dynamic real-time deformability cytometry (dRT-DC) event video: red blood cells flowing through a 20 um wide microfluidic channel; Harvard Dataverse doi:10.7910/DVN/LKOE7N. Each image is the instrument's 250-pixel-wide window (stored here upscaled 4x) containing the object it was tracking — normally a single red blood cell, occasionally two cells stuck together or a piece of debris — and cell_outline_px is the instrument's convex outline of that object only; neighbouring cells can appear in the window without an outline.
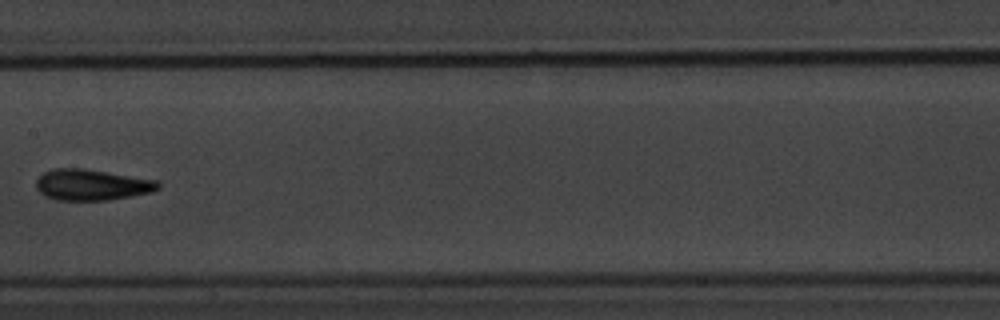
{"species": "common noctule bat (a hibernating species)", "species_latin": "Nyctalus noctula", "temperature_condition": "warm", "stored_images_in_passage": 12, "camera_frame_rate_fps": 3000, "um_per_image_px": 0.085, "animal": {"sex": "male", "body_mass_g": 20.1, "forearm_length_mm": 53.5}, "frame": {"image": 1, "passage_image": 9, "time_ms": 9.333, "image_size_px": [1000, 320], "cell_outline_px": [[160, 188], [152, 192], [108, 200], [56, 200], [44, 196], [36, 188], [36, 180], [44, 172], [52, 168], [84, 168], [156, 180], [160, 184]], "centroid_in_image_um": [7.77, 15.71], "position_along_channel_um": 199.6, "area_um2": 22.08}}